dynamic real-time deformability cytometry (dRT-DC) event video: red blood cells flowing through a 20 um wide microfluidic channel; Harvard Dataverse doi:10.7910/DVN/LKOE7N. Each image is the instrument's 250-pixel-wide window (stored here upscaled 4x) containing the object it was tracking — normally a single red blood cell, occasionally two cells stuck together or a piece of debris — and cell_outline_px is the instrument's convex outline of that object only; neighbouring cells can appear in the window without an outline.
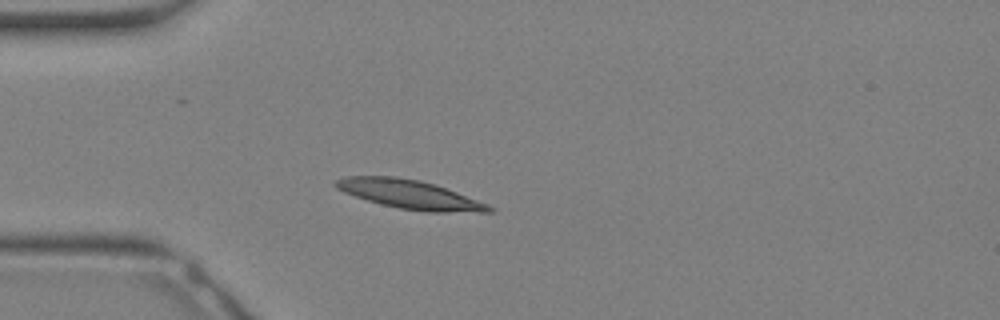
{"species": "Egyptian fruit bat (a non-hibernating species)", "species_latin": "Rousettus aegyptiacus", "temperature_condition": "warm", "stored_images_in_passage": 9, "camera_frame_rate_fps": 3000, "um_per_image_px": 0.085, "animal": {"sex": "female"}, "frame": {"image": 1, "passage_image": 6, "time_ms": 1.667, "image_size_px": [1000, 320], "cell_outline_px": [[496, 208], [492, 212], [428, 212], [400, 208], [380, 204], [344, 192], [336, 188], [332, 184], [336, 180], [344, 176], [396, 176], [420, 180], [436, 184], [488, 204]], "centroid_in_image_um": [34.84, 16.52], "position_along_channel_um": 50.2, "area_um2": 25.84}}
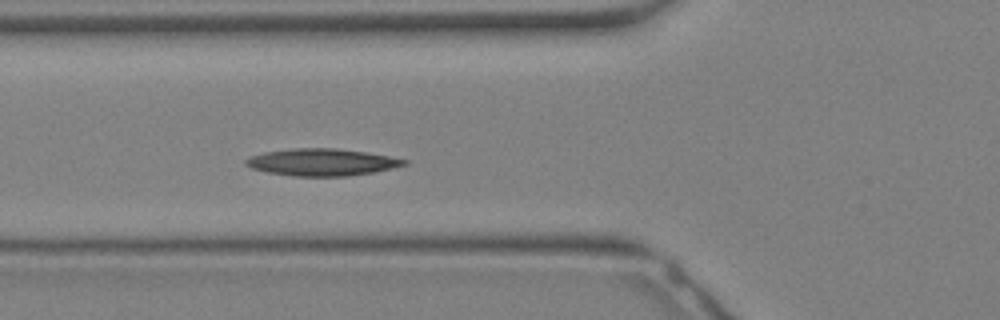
{"frame": {"image": 2, "passage_image": 9, "time_ms": 2.667, "image_size_px": [1000, 320], "cell_outline_px": [[408, 164], [392, 168], [372, 172], [348, 176], [292, 176], [268, 172], [252, 168], [244, 164], [244, 160], [248, 156], [264, 152], [292, 148], [336, 148], [364, 152], [388, 156], [408, 160]], "centroid_in_image_um": [27.31, 13.78], "position_along_channel_um": 98.5, "area_um2": 24.91}}